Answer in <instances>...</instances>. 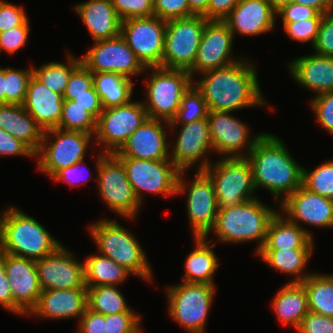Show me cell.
<instances>
[{"instance_id": "9a60e30c", "label": "cell", "mask_w": 333, "mask_h": 333, "mask_svg": "<svg viewBox=\"0 0 333 333\" xmlns=\"http://www.w3.org/2000/svg\"><path fill=\"white\" fill-rule=\"evenodd\" d=\"M207 121L213 153L221 158H246L263 134L251 136L250 127L233 116V112L209 111Z\"/></svg>"}, {"instance_id": "7dc6e473", "label": "cell", "mask_w": 333, "mask_h": 333, "mask_svg": "<svg viewBox=\"0 0 333 333\" xmlns=\"http://www.w3.org/2000/svg\"><path fill=\"white\" fill-rule=\"evenodd\" d=\"M194 15L188 0H154V16L162 20L168 21Z\"/></svg>"}, {"instance_id": "e575fe53", "label": "cell", "mask_w": 333, "mask_h": 333, "mask_svg": "<svg viewBox=\"0 0 333 333\" xmlns=\"http://www.w3.org/2000/svg\"><path fill=\"white\" fill-rule=\"evenodd\" d=\"M93 86L103 108L129 103L134 88L132 79L113 72L93 73Z\"/></svg>"}, {"instance_id": "6da1fadb", "label": "cell", "mask_w": 333, "mask_h": 333, "mask_svg": "<svg viewBox=\"0 0 333 333\" xmlns=\"http://www.w3.org/2000/svg\"><path fill=\"white\" fill-rule=\"evenodd\" d=\"M256 70L254 61L243 57L229 66L202 73L193 84L203 95L209 111L269 107L260 90Z\"/></svg>"}, {"instance_id": "60d3db41", "label": "cell", "mask_w": 333, "mask_h": 333, "mask_svg": "<svg viewBox=\"0 0 333 333\" xmlns=\"http://www.w3.org/2000/svg\"><path fill=\"white\" fill-rule=\"evenodd\" d=\"M302 185L311 192L333 199V160H326L312 171L303 166Z\"/></svg>"}, {"instance_id": "ac0fdd59", "label": "cell", "mask_w": 333, "mask_h": 333, "mask_svg": "<svg viewBox=\"0 0 333 333\" xmlns=\"http://www.w3.org/2000/svg\"><path fill=\"white\" fill-rule=\"evenodd\" d=\"M81 62L92 72H113L128 79L146 72L125 39L119 35L112 39L95 41Z\"/></svg>"}, {"instance_id": "8fae6325", "label": "cell", "mask_w": 333, "mask_h": 333, "mask_svg": "<svg viewBox=\"0 0 333 333\" xmlns=\"http://www.w3.org/2000/svg\"><path fill=\"white\" fill-rule=\"evenodd\" d=\"M207 21L202 15L166 21L161 67L189 71L195 62Z\"/></svg>"}, {"instance_id": "94428289", "label": "cell", "mask_w": 333, "mask_h": 333, "mask_svg": "<svg viewBox=\"0 0 333 333\" xmlns=\"http://www.w3.org/2000/svg\"><path fill=\"white\" fill-rule=\"evenodd\" d=\"M0 306L13 313V296L4 266V253H0Z\"/></svg>"}, {"instance_id": "4316f807", "label": "cell", "mask_w": 333, "mask_h": 333, "mask_svg": "<svg viewBox=\"0 0 333 333\" xmlns=\"http://www.w3.org/2000/svg\"><path fill=\"white\" fill-rule=\"evenodd\" d=\"M63 102V95L50 90L32 75L22 105L44 131L58 128Z\"/></svg>"}, {"instance_id": "52a82bcc", "label": "cell", "mask_w": 333, "mask_h": 333, "mask_svg": "<svg viewBox=\"0 0 333 333\" xmlns=\"http://www.w3.org/2000/svg\"><path fill=\"white\" fill-rule=\"evenodd\" d=\"M216 285L188 283L166 287L168 314L188 333H205Z\"/></svg>"}, {"instance_id": "277c9868", "label": "cell", "mask_w": 333, "mask_h": 333, "mask_svg": "<svg viewBox=\"0 0 333 333\" xmlns=\"http://www.w3.org/2000/svg\"><path fill=\"white\" fill-rule=\"evenodd\" d=\"M61 245L25 211L10 205L3 210L1 252L36 261L52 254Z\"/></svg>"}, {"instance_id": "f6af8a7d", "label": "cell", "mask_w": 333, "mask_h": 333, "mask_svg": "<svg viewBox=\"0 0 333 333\" xmlns=\"http://www.w3.org/2000/svg\"><path fill=\"white\" fill-rule=\"evenodd\" d=\"M121 20L154 16V0H111Z\"/></svg>"}, {"instance_id": "44dd1931", "label": "cell", "mask_w": 333, "mask_h": 333, "mask_svg": "<svg viewBox=\"0 0 333 333\" xmlns=\"http://www.w3.org/2000/svg\"><path fill=\"white\" fill-rule=\"evenodd\" d=\"M61 245L55 252L35 261L42 290L87 288L84 283V262Z\"/></svg>"}, {"instance_id": "d4e9b609", "label": "cell", "mask_w": 333, "mask_h": 333, "mask_svg": "<svg viewBox=\"0 0 333 333\" xmlns=\"http://www.w3.org/2000/svg\"><path fill=\"white\" fill-rule=\"evenodd\" d=\"M88 308L87 288L42 290L37 305L27 315L41 319L78 321Z\"/></svg>"}, {"instance_id": "ba28073f", "label": "cell", "mask_w": 333, "mask_h": 333, "mask_svg": "<svg viewBox=\"0 0 333 333\" xmlns=\"http://www.w3.org/2000/svg\"><path fill=\"white\" fill-rule=\"evenodd\" d=\"M95 155L97 177H94V181L97 182L102 201L122 218L135 219L141 204L128 181L122 162L114 154L101 151Z\"/></svg>"}, {"instance_id": "003e7915", "label": "cell", "mask_w": 333, "mask_h": 333, "mask_svg": "<svg viewBox=\"0 0 333 333\" xmlns=\"http://www.w3.org/2000/svg\"><path fill=\"white\" fill-rule=\"evenodd\" d=\"M2 216H3V211L2 214H0V253H1Z\"/></svg>"}, {"instance_id": "cb8c5ba5", "label": "cell", "mask_w": 333, "mask_h": 333, "mask_svg": "<svg viewBox=\"0 0 333 333\" xmlns=\"http://www.w3.org/2000/svg\"><path fill=\"white\" fill-rule=\"evenodd\" d=\"M276 11L269 0H240L223 20L233 33L256 36L273 31Z\"/></svg>"}, {"instance_id": "680465c9", "label": "cell", "mask_w": 333, "mask_h": 333, "mask_svg": "<svg viewBox=\"0 0 333 333\" xmlns=\"http://www.w3.org/2000/svg\"><path fill=\"white\" fill-rule=\"evenodd\" d=\"M63 99L74 100L78 105L85 107L96 119L103 110L101 100L94 86L89 89V94L63 95Z\"/></svg>"}, {"instance_id": "ee69618b", "label": "cell", "mask_w": 333, "mask_h": 333, "mask_svg": "<svg viewBox=\"0 0 333 333\" xmlns=\"http://www.w3.org/2000/svg\"><path fill=\"white\" fill-rule=\"evenodd\" d=\"M141 318L136 312L105 315L106 333H144Z\"/></svg>"}, {"instance_id": "e0dca14e", "label": "cell", "mask_w": 333, "mask_h": 333, "mask_svg": "<svg viewBox=\"0 0 333 333\" xmlns=\"http://www.w3.org/2000/svg\"><path fill=\"white\" fill-rule=\"evenodd\" d=\"M178 126L181 128L175 142H170L173 146L170 145L169 159L180 171L190 170L198 162L196 170H204L212 163L208 153H213L207 118L186 124H169V129L174 132Z\"/></svg>"}, {"instance_id": "74e56055", "label": "cell", "mask_w": 333, "mask_h": 333, "mask_svg": "<svg viewBox=\"0 0 333 333\" xmlns=\"http://www.w3.org/2000/svg\"><path fill=\"white\" fill-rule=\"evenodd\" d=\"M67 63L51 61L38 68L33 67V75L50 90L64 95L71 73L82 63L81 58L67 51Z\"/></svg>"}, {"instance_id": "2e32d148", "label": "cell", "mask_w": 333, "mask_h": 333, "mask_svg": "<svg viewBox=\"0 0 333 333\" xmlns=\"http://www.w3.org/2000/svg\"><path fill=\"white\" fill-rule=\"evenodd\" d=\"M166 21L156 16L122 21L120 35L145 68L161 67Z\"/></svg>"}, {"instance_id": "f35d334b", "label": "cell", "mask_w": 333, "mask_h": 333, "mask_svg": "<svg viewBox=\"0 0 333 333\" xmlns=\"http://www.w3.org/2000/svg\"><path fill=\"white\" fill-rule=\"evenodd\" d=\"M97 119L74 100L64 99L58 128L95 135Z\"/></svg>"}, {"instance_id": "03108f58", "label": "cell", "mask_w": 333, "mask_h": 333, "mask_svg": "<svg viewBox=\"0 0 333 333\" xmlns=\"http://www.w3.org/2000/svg\"><path fill=\"white\" fill-rule=\"evenodd\" d=\"M271 5L273 6L274 10L277 12L279 9H281L283 6L288 5L294 0H269Z\"/></svg>"}, {"instance_id": "6125c7cd", "label": "cell", "mask_w": 333, "mask_h": 333, "mask_svg": "<svg viewBox=\"0 0 333 333\" xmlns=\"http://www.w3.org/2000/svg\"><path fill=\"white\" fill-rule=\"evenodd\" d=\"M294 2L312 7L322 14L333 11V0H294Z\"/></svg>"}, {"instance_id": "ffe728a7", "label": "cell", "mask_w": 333, "mask_h": 333, "mask_svg": "<svg viewBox=\"0 0 333 333\" xmlns=\"http://www.w3.org/2000/svg\"><path fill=\"white\" fill-rule=\"evenodd\" d=\"M279 212L303 228L312 238V232L303 224L314 227L333 228V199L311 192L301 185L281 204Z\"/></svg>"}, {"instance_id": "e7e4bbea", "label": "cell", "mask_w": 333, "mask_h": 333, "mask_svg": "<svg viewBox=\"0 0 333 333\" xmlns=\"http://www.w3.org/2000/svg\"><path fill=\"white\" fill-rule=\"evenodd\" d=\"M0 104H5V67H0Z\"/></svg>"}, {"instance_id": "30bf717a", "label": "cell", "mask_w": 333, "mask_h": 333, "mask_svg": "<svg viewBox=\"0 0 333 333\" xmlns=\"http://www.w3.org/2000/svg\"><path fill=\"white\" fill-rule=\"evenodd\" d=\"M93 135L54 128L44 131L37 158V169L51 178L58 170L85 159ZM91 142V144H90Z\"/></svg>"}, {"instance_id": "83f0119b", "label": "cell", "mask_w": 333, "mask_h": 333, "mask_svg": "<svg viewBox=\"0 0 333 333\" xmlns=\"http://www.w3.org/2000/svg\"><path fill=\"white\" fill-rule=\"evenodd\" d=\"M95 41L112 39L121 33V18L111 0H89L73 6Z\"/></svg>"}, {"instance_id": "11a10c76", "label": "cell", "mask_w": 333, "mask_h": 333, "mask_svg": "<svg viewBox=\"0 0 333 333\" xmlns=\"http://www.w3.org/2000/svg\"><path fill=\"white\" fill-rule=\"evenodd\" d=\"M319 12L309 6L292 2L283 6L276 12V16L281 17L282 22H296L315 18Z\"/></svg>"}, {"instance_id": "5bb4252c", "label": "cell", "mask_w": 333, "mask_h": 333, "mask_svg": "<svg viewBox=\"0 0 333 333\" xmlns=\"http://www.w3.org/2000/svg\"><path fill=\"white\" fill-rule=\"evenodd\" d=\"M186 171H180L176 195L186 193V210L194 237H205L214 227L218 205L213 183L203 171L197 170L192 183L185 182Z\"/></svg>"}, {"instance_id": "91938a15", "label": "cell", "mask_w": 333, "mask_h": 333, "mask_svg": "<svg viewBox=\"0 0 333 333\" xmlns=\"http://www.w3.org/2000/svg\"><path fill=\"white\" fill-rule=\"evenodd\" d=\"M240 0H210L207 11L202 15L207 20L223 21Z\"/></svg>"}, {"instance_id": "8992f818", "label": "cell", "mask_w": 333, "mask_h": 333, "mask_svg": "<svg viewBox=\"0 0 333 333\" xmlns=\"http://www.w3.org/2000/svg\"><path fill=\"white\" fill-rule=\"evenodd\" d=\"M150 77L147 85L146 100L143 105L150 119L172 122L175 118L184 93L193 84L190 73L181 69L149 67Z\"/></svg>"}, {"instance_id": "7402d4cb", "label": "cell", "mask_w": 333, "mask_h": 333, "mask_svg": "<svg viewBox=\"0 0 333 333\" xmlns=\"http://www.w3.org/2000/svg\"><path fill=\"white\" fill-rule=\"evenodd\" d=\"M4 266L13 296V314L27 316L42 292L35 261L4 253Z\"/></svg>"}, {"instance_id": "d6a6232c", "label": "cell", "mask_w": 333, "mask_h": 333, "mask_svg": "<svg viewBox=\"0 0 333 333\" xmlns=\"http://www.w3.org/2000/svg\"><path fill=\"white\" fill-rule=\"evenodd\" d=\"M314 249H261L255 256L277 272L294 278L290 282H303L312 273L304 272Z\"/></svg>"}, {"instance_id": "be15d7a7", "label": "cell", "mask_w": 333, "mask_h": 333, "mask_svg": "<svg viewBox=\"0 0 333 333\" xmlns=\"http://www.w3.org/2000/svg\"><path fill=\"white\" fill-rule=\"evenodd\" d=\"M210 0H188L190 10L195 15H203L207 11Z\"/></svg>"}, {"instance_id": "db71d44e", "label": "cell", "mask_w": 333, "mask_h": 333, "mask_svg": "<svg viewBox=\"0 0 333 333\" xmlns=\"http://www.w3.org/2000/svg\"><path fill=\"white\" fill-rule=\"evenodd\" d=\"M35 157V153L21 140L0 128V156Z\"/></svg>"}, {"instance_id": "816d5d0a", "label": "cell", "mask_w": 333, "mask_h": 333, "mask_svg": "<svg viewBox=\"0 0 333 333\" xmlns=\"http://www.w3.org/2000/svg\"><path fill=\"white\" fill-rule=\"evenodd\" d=\"M93 87V73L81 63L72 73L64 95L89 94Z\"/></svg>"}, {"instance_id": "681fc988", "label": "cell", "mask_w": 333, "mask_h": 333, "mask_svg": "<svg viewBox=\"0 0 333 333\" xmlns=\"http://www.w3.org/2000/svg\"><path fill=\"white\" fill-rule=\"evenodd\" d=\"M29 32L30 23L28 20L24 25H20L0 33V53L5 51L11 55L18 52L26 45Z\"/></svg>"}, {"instance_id": "484cf974", "label": "cell", "mask_w": 333, "mask_h": 333, "mask_svg": "<svg viewBox=\"0 0 333 333\" xmlns=\"http://www.w3.org/2000/svg\"><path fill=\"white\" fill-rule=\"evenodd\" d=\"M287 65L291 78L316 96L333 91V57L314 53L297 57Z\"/></svg>"}, {"instance_id": "f5cc1de1", "label": "cell", "mask_w": 333, "mask_h": 333, "mask_svg": "<svg viewBox=\"0 0 333 333\" xmlns=\"http://www.w3.org/2000/svg\"><path fill=\"white\" fill-rule=\"evenodd\" d=\"M296 331L298 333H333V317L309 311Z\"/></svg>"}, {"instance_id": "9f6ffc18", "label": "cell", "mask_w": 333, "mask_h": 333, "mask_svg": "<svg viewBox=\"0 0 333 333\" xmlns=\"http://www.w3.org/2000/svg\"><path fill=\"white\" fill-rule=\"evenodd\" d=\"M85 163H86L85 159H83L81 161H78L77 163H74L70 167L62 168V169L58 170L51 178H52V180H55L57 182L67 183V184L71 185L72 187L77 186V185L84 186V183L89 181V178H87L86 176L81 177V176H83V174L85 175V172H82V171H84L82 166L83 165L85 166L86 165ZM79 182H81V183L79 184Z\"/></svg>"}, {"instance_id": "8d00e7d4", "label": "cell", "mask_w": 333, "mask_h": 333, "mask_svg": "<svg viewBox=\"0 0 333 333\" xmlns=\"http://www.w3.org/2000/svg\"><path fill=\"white\" fill-rule=\"evenodd\" d=\"M87 287L88 309L103 315L135 312L130 308L118 286L98 285Z\"/></svg>"}, {"instance_id": "1f68e13d", "label": "cell", "mask_w": 333, "mask_h": 333, "mask_svg": "<svg viewBox=\"0 0 333 333\" xmlns=\"http://www.w3.org/2000/svg\"><path fill=\"white\" fill-rule=\"evenodd\" d=\"M262 249H315L314 239L297 224L278 212L271 219Z\"/></svg>"}, {"instance_id": "f907efd6", "label": "cell", "mask_w": 333, "mask_h": 333, "mask_svg": "<svg viewBox=\"0 0 333 333\" xmlns=\"http://www.w3.org/2000/svg\"><path fill=\"white\" fill-rule=\"evenodd\" d=\"M28 20L24 7L0 0V33L24 25Z\"/></svg>"}, {"instance_id": "9c48e42d", "label": "cell", "mask_w": 333, "mask_h": 333, "mask_svg": "<svg viewBox=\"0 0 333 333\" xmlns=\"http://www.w3.org/2000/svg\"><path fill=\"white\" fill-rule=\"evenodd\" d=\"M203 171L210 177L218 208L256 199L252 168L247 158H219Z\"/></svg>"}, {"instance_id": "d6986e66", "label": "cell", "mask_w": 333, "mask_h": 333, "mask_svg": "<svg viewBox=\"0 0 333 333\" xmlns=\"http://www.w3.org/2000/svg\"><path fill=\"white\" fill-rule=\"evenodd\" d=\"M234 36L224 21L208 20L202 33L201 41L193 67L188 71L194 74L229 66L240 58L233 56Z\"/></svg>"}, {"instance_id": "603a6c76", "label": "cell", "mask_w": 333, "mask_h": 333, "mask_svg": "<svg viewBox=\"0 0 333 333\" xmlns=\"http://www.w3.org/2000/svg\"><path fill=\"white\" fill-rule=\"evenodd\" d=\"M168 127L169 122L148 118L114 155L147 160L169 159Z\"/></svg>"}, {"instance_id": "836d02e7", "label": "cell", "mask_w": 333, "mask_h": 333, "mask_svg": "<svg viewBox=\"0 0 333 333\" xmlns=\"http://www.w3.org/2000/svg\"><path fill=\"white\" fill-rule=\"evenodd\" d=\"M83 262L84 283L86 286H118L132 275L123 266L99 253H93L87 256Z\"/></svg>"}, {"instance_id": "f1b7e54d", "label": "cell", "mask_w": 333, "mask_h": 333, "mask_svg": "<svg viewBox=\"0 0 333 333\" xmlns=\"http://www.w3.org/2000/svg\"><path fill=\"white\" fill-rule=\"evenodd\" d=\"M0 128L25 143L35 154L39 151L44 130L23 105L0 104Z\"/></svg>"}, {"instance_id": "6f0895ef", "label": "cell", "mask_w": 333, "mask_h": 333, "mask_svg": "<svg viewBox=\"0 0 333 333\" xmlns=\"http://www.w3.org/2000/svg\"><path fill=\"white\" fill-rule=\"evenodd\" d=\"M78 333H106L105 315L86 309L77 324Z\"/></svg>"}, {"instance_id": "bcb514c9", "label": "cell", "mask_w": 333, "mask_h": 333, "mask_svg": "<svg viewBox=\"0 0 333 333\" xmlns=\"http://www.w3.org/2000/svg\"><path fill=\"white\" fill-rule=\"evenodd\" d=\"M310 106L320 126L333 134V91L314 95Z\"/></svg>"}, {"instance_id": "7c38bea8", "label": "cell", "mask_w": 333, "mask_h": 333, "mask_svg": "<svg viewBox=\"0 0 333 333\" xmlns=\"http://www.w3.org/2000/svg\"><path fill=\"white\" fill-rule=\"evenodd\" d=\"M117 158L122 162L128 181L141 205L145 192L165 197L176 196L180 170L170 159Z\"/></svg>"}, {"instance_id": "7a4b0ae2", "label": "cell", "mask_w": 333, "mask_h": 333, "mask_svg": "<svg viewBox=\"0 0 333 333\" xmlns=\"http://www.w3.org/2000/svg\"><path fill=\"white\" fill-rule=\"evenodd\" d=\"M246 158L251 164L255 190H269L275 204H281L302 185L303 166L274 134L263 132Z\"/></svg>"}, {"instance_id": "4fadbf2b", "label": "cell", "mask_w": 333, "mask_h": 333, "mask_svg": "<svg viewBox=\"0 0 333 333\" xmlns=\"http://www.w3.org/2000/svg\"><path fill=\"white\" fill-rule=\"evenodd\" d=\"M148 118L143 101L131 100L124 105L103 108L97 119L95 147L103 146L101 151L106 154L116 153Z\"/></svg>"}, {"instance_id": "3957f363", "label": "cell", "mask_w": 333, "mask_h": 333, "mask_svg": "<svg viewBox=\"0 0 333 333\" xmlns=\"http://www.w3.org/2000/svg\"><path fill=\"white\" fill-rule=\"evenodd\" d=\"M278 211L265 205L257 197L228 208H219L214 227L205 236L214 232L216 241L240 244L258 241L255 254L265 244L269 222Z\"/></svg>"}, {"instance_id": "c3c4849f", "label": "cell", "mask_w": 333, "mask_h": 333, "mask_svg": "<svg viewBox=\"0 0 333 333\" xmlns=\"http://www.w3.org/2000/svg\"><path fill=\"white\" fill-rule=\"evenodd\" d=\"M312 49L315 54L333 57V11L323 14Z\"/></svg>"}, {"instance_id": "b9f144b4", "label": "cell", "mask_w": 333, "mask_h": 333, "mask_svg": "<svg viewBox=\"0 0 333 333\" xmlns=\"http://www.w3.org/2000/svg\"><path fill=\"white\" fill-rule=\"evenodd\" d=\"M32 75V65L27 69L5 67V104L22 105L24 103Z\"/></svg>"}, {"instance_id": "f546056e", "label": "cell", "mask_w": 333, "mask_h": 333, "mask_svg": "<svg viewBox=\"0 0 333 333\" xmlns=\"http://www.w3.org/2000/svg\"><path fill=\"white\" fill-rule=\"evenodd\" d=\"M194 244L195 249L188 254L184 263L185 274L182 282L215 285L214 273L220 266L219 260L215 256L216 253L212 249L215 247L216 241L197 236L194 237Z\"/></svg>"}, {"instance_id": "5b68a950", "label": "cell", "mask_w": 333, "mask_h": 333, "mask_svg": "<svg viewBox=\"0 0 333 333\" xmlns=\"http://www.w3.org/2000/svg\"><path fill=\"white\" fill-rule=\"evenodd\" d=\"M100 255L109 257L132 275L153 282V272L137 236L112 219H100L88 227Z\"/></svg>"}, {"instance_id": "d590c367", "label": "cell", "mask_w": 333, "mask_h": 333, "mask_svg": "<svg viewBox=\"0 0 333 333\" xmlns=\"http://www.w3.org/2000/svg\"><path fill=\"white\" fill-rule=\"evenodd\" d=\"M309 311L333 317V274L312 273L303 282Z\"/></svg>"}, {"instance_id": "4dcf8cb0", "label": "cell", "mask_w": 333, "mask_h": 333, "mask_svg": "<svg viewBox=\"0 0 333 333\" xmlns=\"http://www.w3.org/2000/svg\"><path fill=\"white\" fill-rule=\"evenodd\" d=\"M271 305L279 322L296 330L309 312L307 293L303 283H286L275 294Z\"/></svg>"}, {"instance_id": "ab89813d", "label": "cell", "mask_w": 333, "mask_h": 333, "mask_svg": "<svg viewBox=\"0 0 333 333\" xmlns=\"http://www.w3.org/2000/svg\"><path fill=\"white\" fill-rule=\"evenodd\" d=\"M209 109L194 84L184 93L175 118L169 124H186L207 118Z\"/></svg>"}, {"instance_id": "7bdbcfd3", "label": "cell", "mask_w": 333, "mask_h": 333, "mask_svg": "<svg viewBox=\"0 0 333 333\" xmlns=\"http://www.w3.org/2000/svg\"><path fill=\"white\" fill-rule=\"evenodd\" d=\"M323 14L319 13L313 19H306L296 22H282L283 29L287 36L300 43L310 42L313 47L319 30Z\"/></svg>"}]
</instances>
